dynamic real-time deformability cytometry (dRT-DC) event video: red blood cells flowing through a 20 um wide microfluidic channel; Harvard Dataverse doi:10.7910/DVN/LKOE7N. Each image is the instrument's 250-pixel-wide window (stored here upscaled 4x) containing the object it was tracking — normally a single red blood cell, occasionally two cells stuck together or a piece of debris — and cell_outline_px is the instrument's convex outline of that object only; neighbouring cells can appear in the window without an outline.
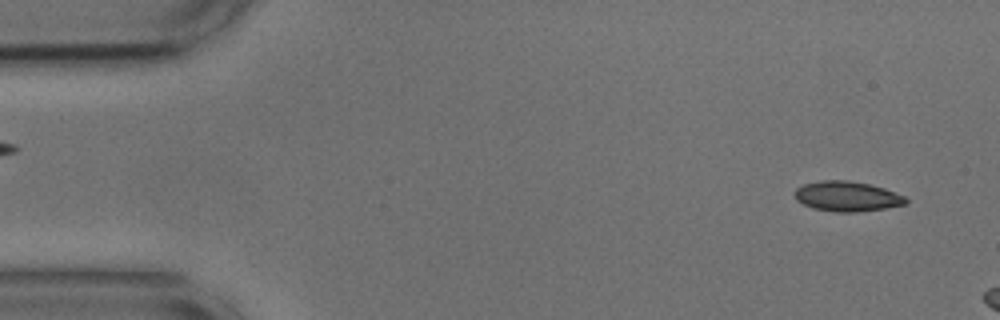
{"species": "common noctule bat (a hibernating species)", "species_latin": "Nyctalus noctula", "temperature_condition": "cold", "stored_images_in_passage": 8, "camera_frame_rate_fps": 3000, "um_per_image_px": 0.085, "animal": {"sex": "male", "body_mass_g": 17.9, "forearm_length_mm": 54.2}, "frame": {"image": 1, "passage_image": 3, "time_ms": 0.667, "image_size_px": [1000, 320], "cell_outline_px": [[908, 200], [904, 204], [884, 208], [856, 212], [836, 212], [812, 208], [796, 200], [796, 188], [804, 184], [820, 180], [848, 180], [868, 184], [884, 188], [904, 196]], "centroid_in_image_um": [71.98, 16.68], "position_along_channel_um": 13.0, "area_um2": 19.25}}